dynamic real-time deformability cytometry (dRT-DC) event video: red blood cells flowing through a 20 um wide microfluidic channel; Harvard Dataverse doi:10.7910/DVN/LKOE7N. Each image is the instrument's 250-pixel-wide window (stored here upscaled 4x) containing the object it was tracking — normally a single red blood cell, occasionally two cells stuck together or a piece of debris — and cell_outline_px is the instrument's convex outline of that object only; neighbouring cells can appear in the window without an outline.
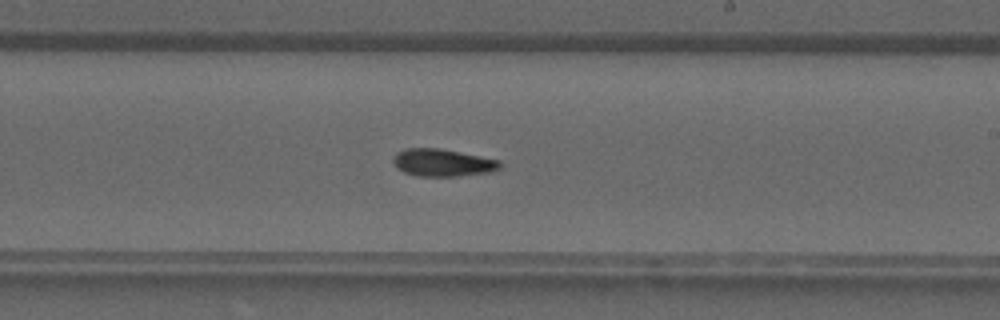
{"species": "common noctule bat (a hibernating species)", "species_latin": "Nyctalus noctula", "temperature_condition": "warm", "stored_images_in_passage": 40, "camera_frame_rate_fps": 3000, "um_per_image_px": 0.085, "animal": {"sex": "male", "forearm_length_mm": 52.5}, "frame": {"image": 1, "passage_image": 23, "time_ms": 7.333, "image_size_px": [1000, 320], "cell_outline_px": [[504, 164], [500, 168], [492, 172], [456, 176], [416, 176], [404, 172], [396, 168], [392, 160], [396, 152], [404, 148], [440, 148], [500, 160]], "centroid_in_image_um": [37.62, 13.82], "position_along_channel_um": 251.4, "area_um2": 17.28}}
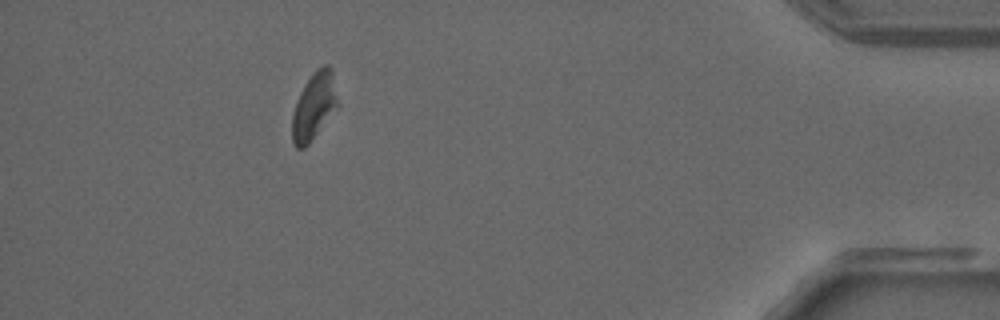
{"frame": {"image": 2, "passage_image": 40, "time_ms": 13.0, "image_size_px": [1000, 320], "cell_outline_px": [[340, 108], [308, 144], [304, 148], [296, 148], [292, 144], [292, 116], [296, 100], [304, 84], [312, 72], [316, 68], [324, 64], [328, 64], [332, 68], [340, 104]], "centroid_in_image_um": [26.74, 9.0], "position_along_channel_um": 408.5, "area_um2": 18.61}}